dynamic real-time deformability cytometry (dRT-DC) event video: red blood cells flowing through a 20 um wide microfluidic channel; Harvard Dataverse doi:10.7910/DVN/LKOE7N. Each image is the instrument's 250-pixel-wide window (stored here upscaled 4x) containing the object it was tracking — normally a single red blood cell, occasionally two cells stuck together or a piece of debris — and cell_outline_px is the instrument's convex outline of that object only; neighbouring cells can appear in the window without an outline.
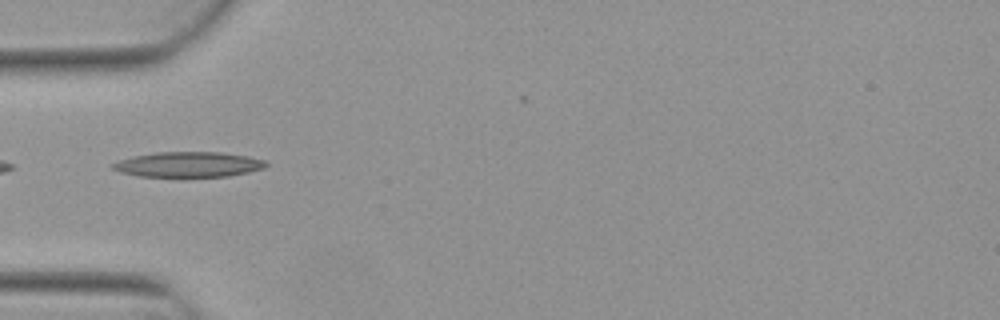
{"species": "Egyptian fruit bat (a non-hibernating species)", "species_latin": "Rousettus aegyptiacus", "temperature_condition": "warm", "stored_images_in_passage": 4, "camera_frame_rate_fps": 3000, "um_per_image_px": 0.085, "animal": {"sex": "female"}, "frame": {"image": 1, "passage_image": 4, "time_ms": 1.0, "image_size_px": [1000, 320], "cell_outline_px": [[268, 164], [264, 168], [248, 172], [228, 176], [140, 176], [120, 172], [112, 168], [112, 164], [120, 160], [132, 156], [156, 152], [220, 152], [248, 156], [264, 160]], "centroid_in_image_um": [16.02, 13.97], "position_along_channel_um": 69.0, "area_um2": 22.31}}